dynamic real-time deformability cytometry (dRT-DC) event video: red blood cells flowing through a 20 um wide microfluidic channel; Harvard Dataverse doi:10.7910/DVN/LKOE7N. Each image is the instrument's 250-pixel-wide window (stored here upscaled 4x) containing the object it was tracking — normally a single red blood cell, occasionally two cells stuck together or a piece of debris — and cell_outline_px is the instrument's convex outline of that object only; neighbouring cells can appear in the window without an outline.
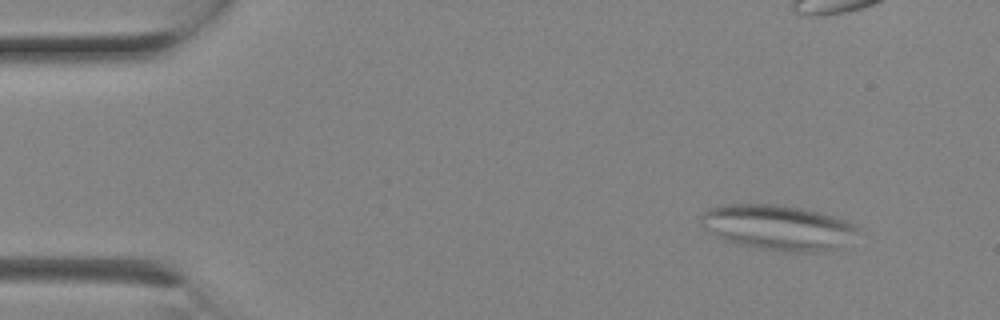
{"species": "Egyptian fruit bat (a non-hibernating species)", "species_latin": "Rousettus aegyptiacus", "temperature_condition": "room temperature", "stored_images_in_passage": 3, "camera_frame_rate_fps": 3000, "um_per_image_px": 0.085, "animal": {"sex": "female"}, "frame": {"image": 1, "passage_image": 3, "time_ms": 0.667, "image_size_px": [1000, 320], "cell_outline_px": [[860, 228], [844, 248], [824, 252], [784, 252], [756, 248], [736, 244], [724, 240], [704, 228], [700, 224], [700, 216], [708, 208], [720, 204], [776, 204], [804, 208], [844, 220]], "centroid_in_image_um": [66.12, 19.35], "position_along_channel_um": 18.9, "area_um2": 41.85}}